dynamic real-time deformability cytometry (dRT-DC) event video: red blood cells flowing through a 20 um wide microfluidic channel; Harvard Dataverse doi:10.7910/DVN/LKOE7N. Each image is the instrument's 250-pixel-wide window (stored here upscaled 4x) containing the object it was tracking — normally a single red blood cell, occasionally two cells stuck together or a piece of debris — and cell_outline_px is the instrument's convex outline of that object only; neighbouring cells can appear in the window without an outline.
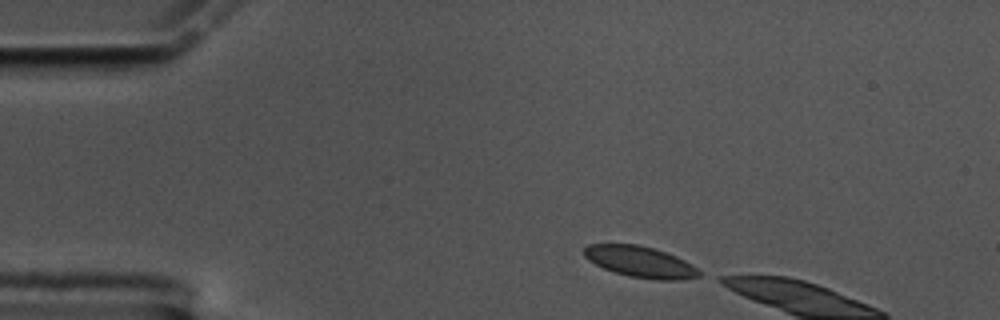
{"species": "common noctule bat (a hibernating species)", "species_latin": "Nyctalus noctula", "temperature_condition": "cold", "stored_images_in_passage": 4, "camera_frame_rate_fps": 3000, "um_per_image_px": 0.085, "animal": {"sex": "male", "body_mass_g": 17.5, "forearm_length_mm": 52.3}, "frame": {"image": 1, "passage_image": 1, "time_ms": 0.0, "image_size_px": [1000, 320], "cell_outline_px": [[700, 276], [680, 280], [656, 280], [628, 276], [604, 268], [588, 260], [584, 256], [584, 248], [588, 244], [636, 244], [652, 248], [676, 256], [692, 264], [700, 272]], "centroid_in_image_um": [54.42, 22.26], "position_along_channel_um": 30.6, "area_um2": 20.69}}